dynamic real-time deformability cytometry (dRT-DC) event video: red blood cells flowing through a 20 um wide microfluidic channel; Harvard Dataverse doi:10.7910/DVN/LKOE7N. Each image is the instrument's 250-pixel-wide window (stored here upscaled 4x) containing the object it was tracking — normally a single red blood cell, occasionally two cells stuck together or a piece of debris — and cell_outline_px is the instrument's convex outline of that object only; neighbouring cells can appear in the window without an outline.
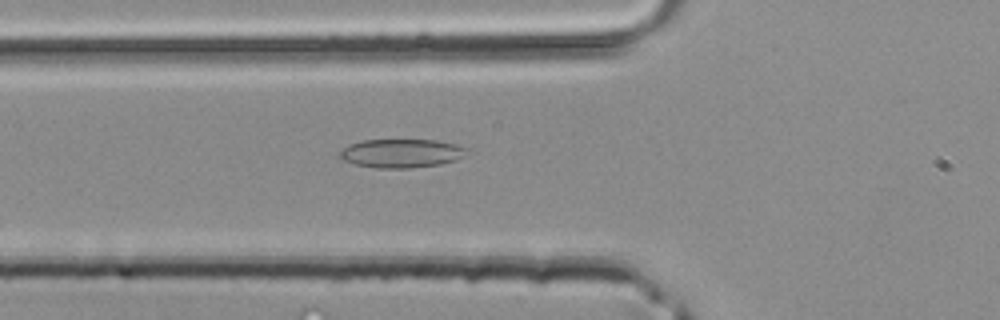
{"species": "common noctule bat (a hibernating species)", "species_latin": "Nyctalus noctula", "temperature_condition": "room temperature", "stored_images_in_passage": 36, "camera_frame_rate_fps": 3000, "um_per_image_px": 0.085, "animal": {"sex": "male", "body_mass_g": 20.4}, "frame": {"image": 1, "passage_image": 9, "time_ms": 2.667, "image_size_px": [1000, 320], "cell_outline_px": [[468, 152], [456, 160], [440, 164], [408, 168], [376, 168], [356, 164], [344, 160], [340, 156], [340, 152], [348, 144], [364, 140], [436, 140], [456, 144], [468, 148]], "centroid_in_image_um": [34.14, 13.02], "position_along_channel_um": 91.7, "area_um2": 21.1}}
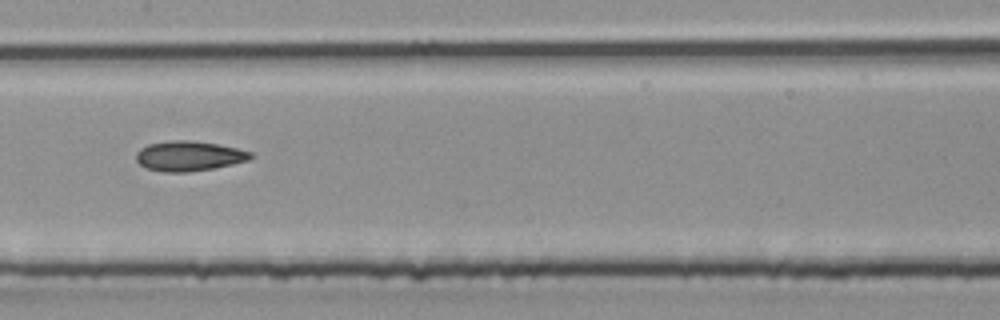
{"frame": {"image": 2, "passage_image": 15, "time_ms": 4.667, "image_size_px": [1000, 320], "cell_outline_px": [[256, 156], [248, 160], [232, 164], [212, 168], [188, 172], [164, 172], [144, 168], [136, 160], [136, 152], [140, 148], [148, 144], [172, 140], [188, 140], [216, 144], [236, 148], [252, 152]], "centroid_in_image_um": [16.04, 13.26], "position_along_channel_um": 191.4, "area_um2": 20.0}}
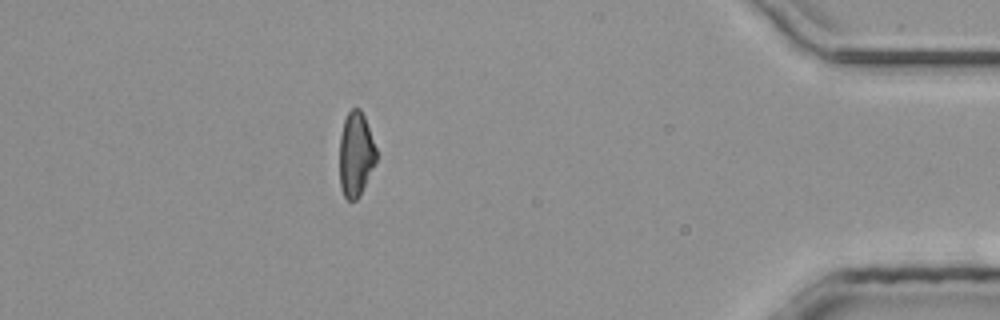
{"frame": {"image": 3, "passage_image": 31, "time_ms": 10.0, "image_size_px": [1000, 320], "cell_outline_px": [[376, 164], [360, 196], [356, 200], [348, 200], [344, 196], [340, 188], [340, 136], [344, 120], [348, 112], [352, 108], [360, 108], [364, 116], [376, 148]], "centroid_in_image_um": [30.25, 13.14], "position_along_channel_um": 405.0, "area_um2": 18.21}}